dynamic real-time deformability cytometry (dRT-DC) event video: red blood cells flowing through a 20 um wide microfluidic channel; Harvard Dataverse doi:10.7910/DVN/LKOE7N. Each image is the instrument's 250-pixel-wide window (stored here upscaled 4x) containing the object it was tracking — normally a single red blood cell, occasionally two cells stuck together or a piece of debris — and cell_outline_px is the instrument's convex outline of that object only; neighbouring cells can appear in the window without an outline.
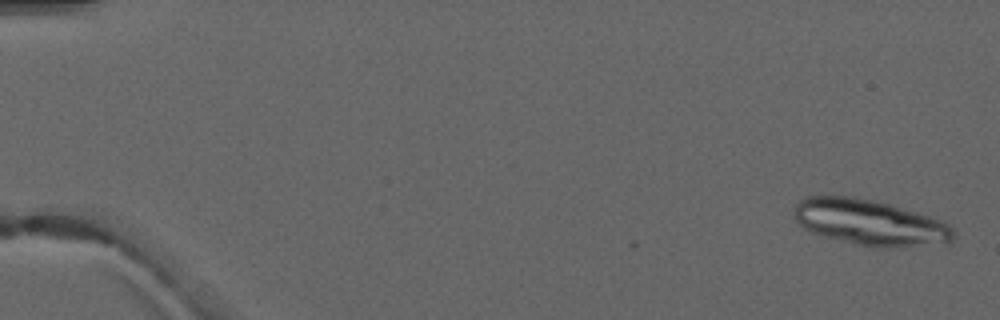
{"species": "common noctule bat (a hibernating species)", "species_latin": "Nyctalus noctula", "temperature_condition": "warm", "stored_images_in_passage": 5, "camera_frame_rate_fps": 3000, "um_per_image_px": 0.085, "animal": {"sex": "male", "forearm_length_mm": 52.5}, "frame": {"image": 1, "passage_image": 1, "time_ms": 0.0, "image_size_px": [1000, 320], "cell_outline_px": [[956, 232], [952, 240], [948, 244], [888, 248], [876, 248], [824, 236], [812, 232], [804, 228], [792, 216], [792, 208], [804, 196], [856, 196], [888, 204], [916, 212], [940, 220], [948, 224]], "centroid_in_image_um": [73.93, 18.92], "position_along_channel_um": 11.1, "area_um2": 42.77}}